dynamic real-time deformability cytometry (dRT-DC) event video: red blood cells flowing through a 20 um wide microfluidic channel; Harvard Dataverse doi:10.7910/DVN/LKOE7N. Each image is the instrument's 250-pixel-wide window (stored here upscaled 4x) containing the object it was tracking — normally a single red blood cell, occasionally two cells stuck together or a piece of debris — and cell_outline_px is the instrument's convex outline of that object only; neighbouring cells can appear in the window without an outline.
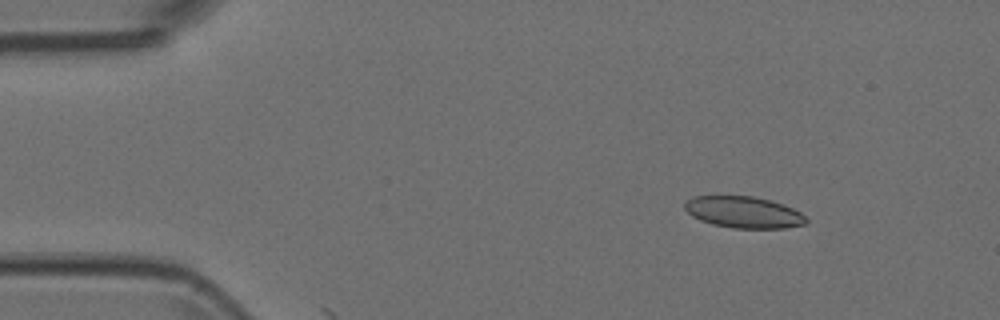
{"species": "Egyptian fruit bat (a non-hibernating species)", "species_latin": "Rousettus aegyptiacus", "temperature_condition": "room temperature", "stored_images_in_passage": 5, "camera_frame_rate_fps": 3000, "um_per_image_px": 0.085, "animal": {"sex": "female"}, "frame": {"image": 1, "passage_image": 3, "time_ms": 0.667, "image_size_px": [1000, 320], "cell_outline_px": [[808, 224], [784, 228], [732, 228], [712, 224], [700, 220], [692, 216], [684, 208], [684, 204], [692, 196], [752, 196], [772, 200], [784, 204], [800, 212], [808, 220]], "centroid_in_image_um": [63.23, 18.04], "position_along_channel_um": 21.8, "area_um2": 22.43}}
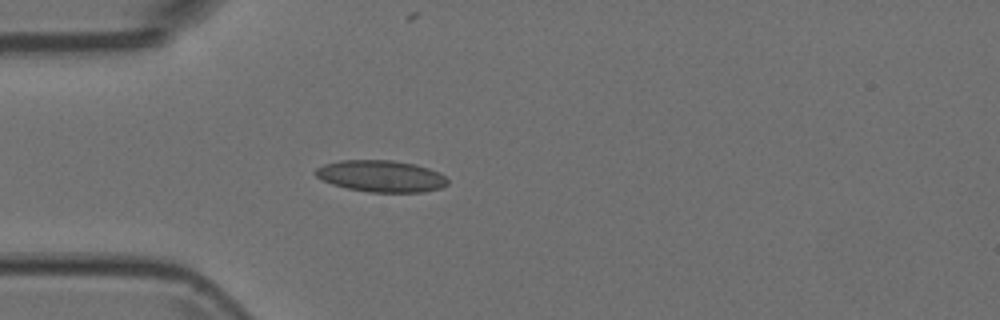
{"frame": {"image": 2, "passage_image": 5, "time_ms": 1.333, "image_size_px": [1000, 320], "cell_outline_px": [[448, 184], [440, 188], [424, 192], [368, 192], [348, 188], [332, 184], [320, 180], [312, 172], [316, 168], [324, 164], [340, 160], [392, 160], [416, 164], [440, 172], [448, 180]], "centroid_in_image_um": [32.37, 14.97], "position_along_channel_um": 52.6, "area_um2": 24.57}}